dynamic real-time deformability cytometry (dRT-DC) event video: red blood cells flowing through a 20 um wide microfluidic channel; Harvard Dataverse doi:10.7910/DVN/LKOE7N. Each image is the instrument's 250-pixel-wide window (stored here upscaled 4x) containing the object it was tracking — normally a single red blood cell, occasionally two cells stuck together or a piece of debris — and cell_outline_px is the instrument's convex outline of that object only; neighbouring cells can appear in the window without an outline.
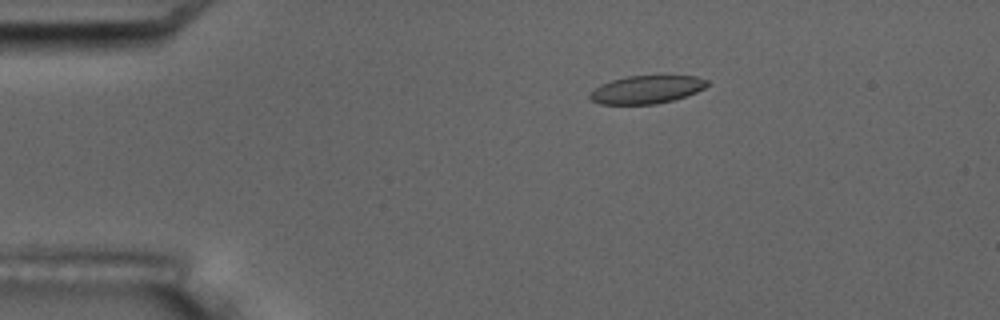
{"species": "common noctule bat (a hibernating species)", "species_latin": "Nyctalus noctula", "temperature_condition": "room temperature", "stored_images_in_passage": 5, "camera_frame_rate_fps": 3000, "um_per_image_px": 0.085, "animal": {"sex": "male", "body_mass_g": 17.5, "forearm_length_mm": 52.3}, "frame": {"image": 1, "passage_image": 3, "time_ms": 3.333, "image_size_px": [1000, 320], "cell_outline_px": [[708, 84], [704, 88], [696, 92], [672, 100], [656, 104], [600, 104], [592, 100], [588, 96], [600, 84], [612, 80], [628, 76], [696, 76], [708, 80]], "centroid_in_image_um": [54.96, 7.61], "position_along_channel_um": 30.0, "area_um2": 18.9}}